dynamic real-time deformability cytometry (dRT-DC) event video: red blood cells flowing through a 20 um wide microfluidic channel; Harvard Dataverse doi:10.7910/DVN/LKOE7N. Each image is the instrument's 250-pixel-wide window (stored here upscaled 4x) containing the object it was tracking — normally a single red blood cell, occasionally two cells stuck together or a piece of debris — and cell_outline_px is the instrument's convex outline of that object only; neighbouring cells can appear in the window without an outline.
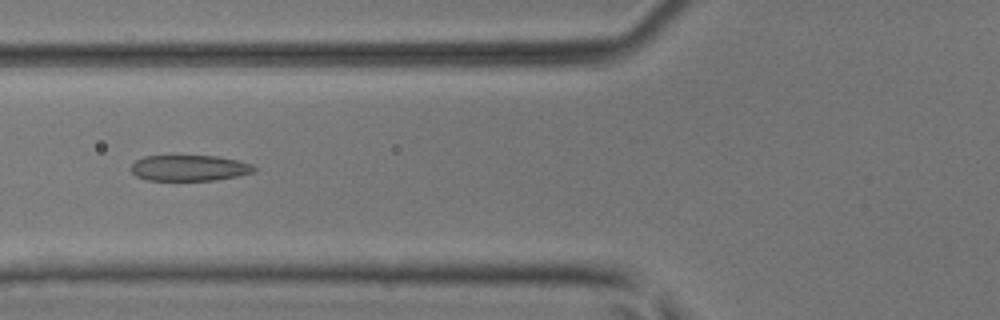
{"species": "common noctule bat (a hibernating species)", "species_latin": "Nyctalus noctula", "temperature_condition": "room temperature", "stored_images_in_passage": 35, "camera_frame_rate_fps": 3000, "um_per_image_px": 0.085, "animal": {"sex": "male", "body_mass_g": 17.9, "forearm_length_mm": 54.2}, "frame": {"image": 1, "passage_image": 5, "time_ms": 1.333, "image_size_px": [1000, 320], "cell_outline_px": [[256, 168], [252, 172], [236, 176], [216, 180], [148, 180], [136, 176], [132, 172], [132, 164], [136, 160], [144, 156], [216, 156], [236, 160], [252, 164]], "centroid_in_image_um": [16.08, 14.28], "position_along_channel_um": 109.7, "area_um2": 18.32}}
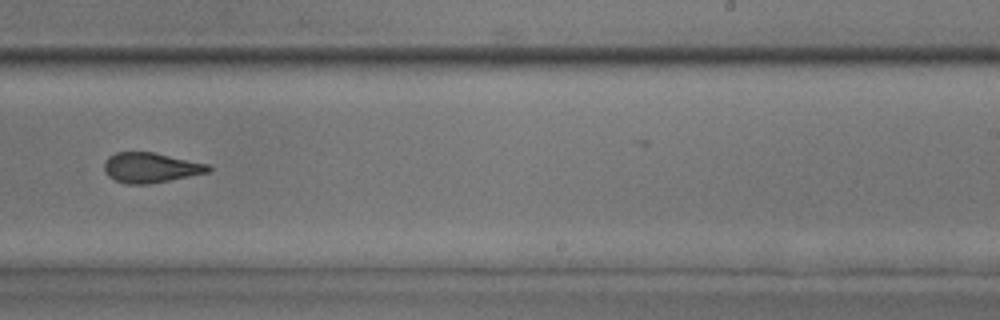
{"frame": {"image": 2, "passage_image": 17, "time_ms": 5.333, "image_size_px": [1000, 320], "cell_outline_px": [[212, 168], [208, 172], [148, 184], [128, 184], [116, 180], [108, 176], [104, 172], [104, 160], [108, 156], [116, 152], [156, 152], [212, 164]], "centroid_in_image_um": [12.82, 14.22], "position_along_channel_um": 276.2, "area_um2": 18.44}}
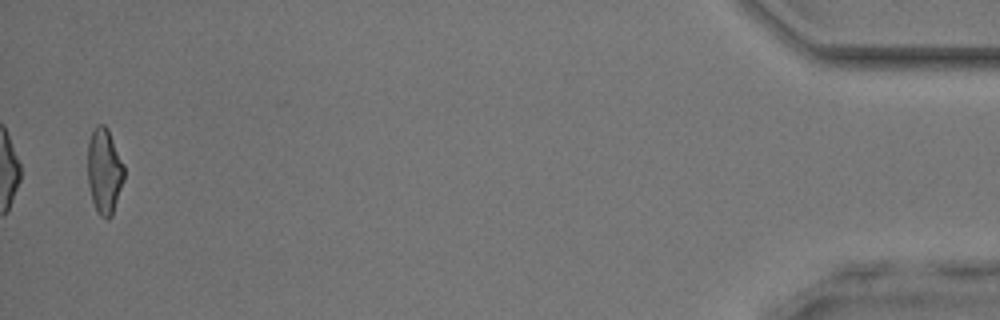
{"frame": {"image": 3, "passage_image": 34, "time_ms": 11.0, "image_size_px": [1000, 320], "cell_outline_px": [[124, 180], [112, 216], [108, 220], [104, 220], [96, 212], [92, 200], [88, 184], [88, 140], [92, 128], [96, 124], [104, 124], [108, 128], [124, 164]], "centroid_in_image_um": [8.86, 14.54], "position_along_channel_um": 426.3, "area_um2": 18.61}, "authors_computed_cell_mechanics": {"area_um2": 18.5538, "velocity_mm_per_s": 4.1731, "shape_relaxation_time_tau1_ms": 3.5078, "shape_relaxation_time_tau2_ms": 1.2818, "deformation_change_tau1": 0.1399, "deformation_change_tau2": 0.095}}